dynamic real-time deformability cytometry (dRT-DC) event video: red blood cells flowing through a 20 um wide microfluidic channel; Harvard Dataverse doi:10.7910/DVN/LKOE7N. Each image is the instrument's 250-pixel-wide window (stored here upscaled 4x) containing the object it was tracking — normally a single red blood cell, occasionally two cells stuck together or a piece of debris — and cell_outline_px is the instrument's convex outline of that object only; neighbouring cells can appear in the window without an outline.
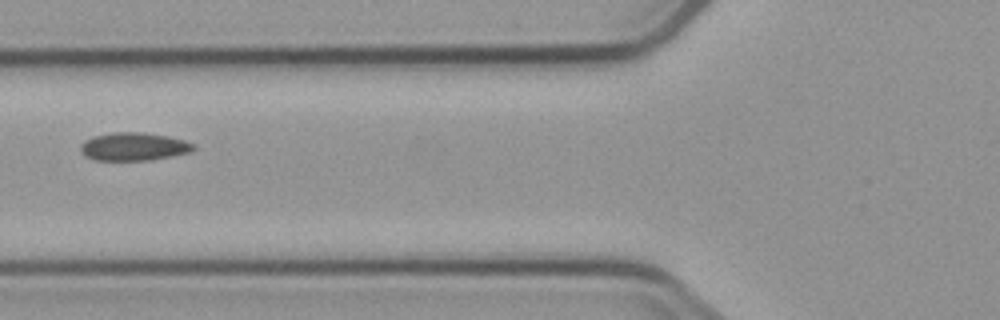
{"species": "common noctule bat (a hibernating species)", "species_latin": "Nyctalus noctula", "temperature_condition": "cold", "stored_images_in_passage": 6, "camera_frame_rate_fps": 3000, "um_per_image_px": 0.085, "animal": {"sex": "male", "body_mass_g": 23.1, "forearm_length_mm": 52.7}, "frame": {"image": 1, "passage_image": 3, "time_ms": 2.333, "image_size_px": [1000, 320], "cell_outline_px": [[196, 148], [188, 152], [152, 160], [96, 160], [84, 156], [80, 152], [80, 144], [84, 140], [92, 136], [112, 132], [144, 132], [168, 136], [184, 140], [192, 144]], "centroid_in_image_um": [11.3, 12.45], "position_along_channel_um": 114.5, "area_um2": 18.55}}
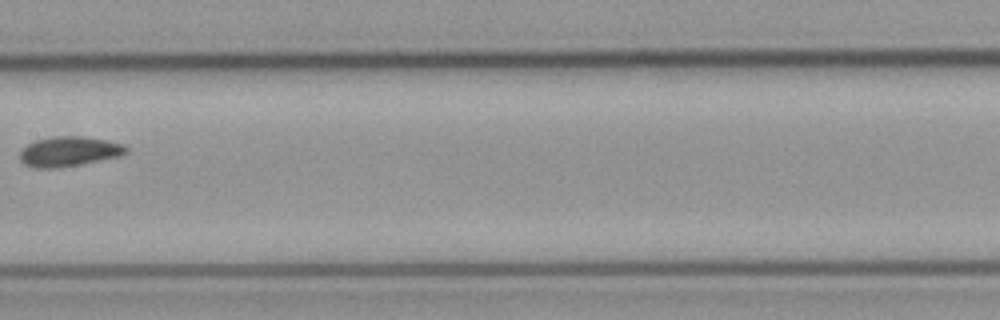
{"frame": {"image": 2, "passage_image": 5, "time_ms": 4.667, "image_size_px": [1000, 320], "cell_outline_px": [[128, 152], [120, 156], [80, 164], [56, 168], [32, 168], [24, 164], [20, 160], [20, 152], [28, 144], [36, 140], [56, 136], [84, 136], [108, 140], [124, 144], [128, 148]], "centroid_in_image_um": [5.89, 12.87], "position_along_channel_um": 201.5, "area_um2": 18.55}}
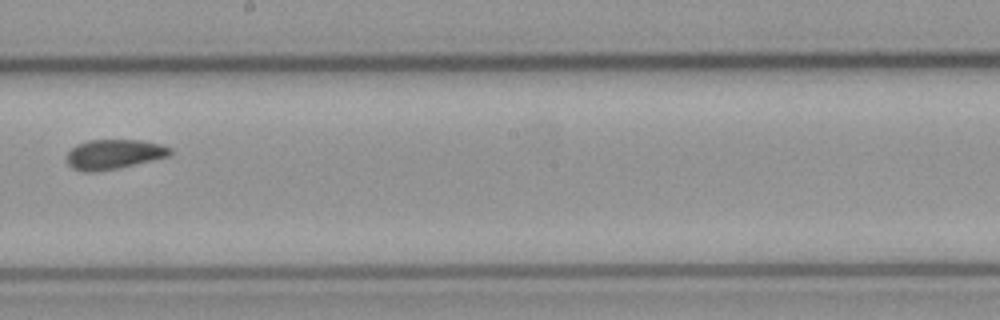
{"frame": {"image": 3, "passage_image": 6, "time_ms": 5.667, "image_size_px": [1000, 320], "cell_outline_px": [[172, 152], [168, 156], [152, 160], [116, 168], [92, 172], [84, 172], [72, 168], [68, 164], [64, 156], [76, 144], [88, 140], [140, 140], [160, 144], [172, 148]], "centroid_in_image_um": [9.63, 13.1], "position_along_channel_um": 238.6, "area_um2": 17.86}}